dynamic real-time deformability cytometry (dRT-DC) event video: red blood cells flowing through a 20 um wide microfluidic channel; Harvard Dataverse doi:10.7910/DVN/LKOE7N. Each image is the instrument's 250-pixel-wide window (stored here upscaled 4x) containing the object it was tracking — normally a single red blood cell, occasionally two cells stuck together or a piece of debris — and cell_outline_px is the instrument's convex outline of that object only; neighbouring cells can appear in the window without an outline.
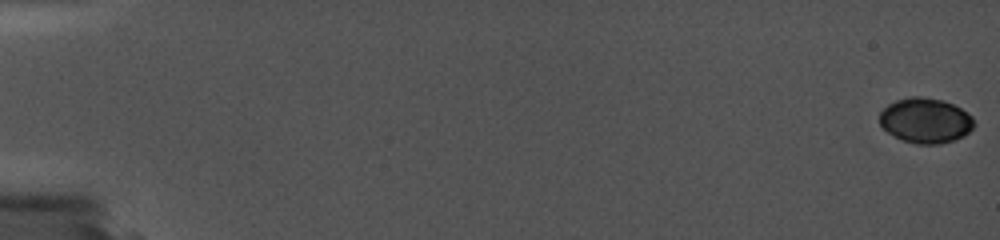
{"species": "common noctule bat (a hibernating species)", "species_latin": "Nyctalus noctula", "temperature_condition": "cold", "stored_images_in_passage": 2, "camera_frame_rate_fps": 5000, "um_per_image_px": 0.085, "animal": {"sex": "female", "body_mass_g": 19.0, "forearm_length_mm": 56.7}, "frame": {"image": 1, "passage_image": 2, "time_ms": 0.4, "image_size_px": [1000, 240], "cell_outline_px": [[972, 128], [964, 136], [956, 140], [944, 144], [916, 144], [900, 140], [888, 132], [880, 124], [880, 116], [892, 104], [900, 100], [936, 100], [948, 104], [964, 112], [972, 120]], "centroid_in_image_um": [78.67, 10.36], "position_along_channel_um": 6.3, "area_um2": 23.18}}